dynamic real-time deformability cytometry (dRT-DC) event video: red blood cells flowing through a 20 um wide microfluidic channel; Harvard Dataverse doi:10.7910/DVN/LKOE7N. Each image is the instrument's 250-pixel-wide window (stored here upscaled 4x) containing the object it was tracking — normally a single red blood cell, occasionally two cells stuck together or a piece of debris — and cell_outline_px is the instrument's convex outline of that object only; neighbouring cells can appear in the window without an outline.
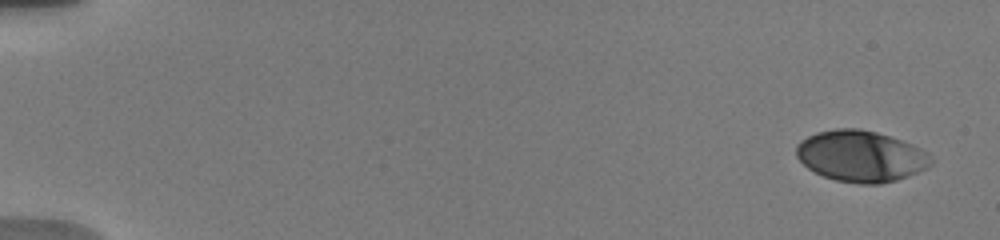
{"species": "human", "species_latin": "Homo sapiens", "temperature_condition": "warm", "stored_images_in_passage": 7, "camera_frame_rate_fps": 3000, "um_per_image_px": 0.085, "donor": {"sex": "male"}, "frame": {"image": 1, "passage_image": 1, "time_ms": 0.0, "image_size_px": [1000, 240], "cell_outline_px": [[932, 164], [928, 168], [908, 176], [896, 180], [880, 184], [860, 184], [836, 180], [824, 176], [808, 168], [796, 156], [796, 144], [800, 140], [816, 132], [836, 128], [860, 128], [876, 132], [912, 144], [920, 148], [932, 160]], "centroid_in_image_um": [73.15, 13.27], "position_along_channel_um": 11.8, "area_um2": 40.11}}
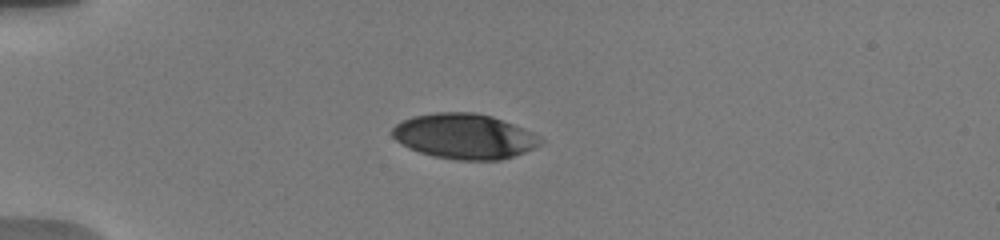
{"frame": {"image": 2, "passage_image": 5, "time_ms": 4.333, "image_size_px": [1000, 240], "cell_outline_px": [[544, 140], [540, 144], [524, 152], [500, 160], [460, 160], [432, 156], [408, 148], [396, 140], [392, 136], [392, 128], [400, 120], [412, 116], [436, 112], [476, 112], [492, 116], [532, 132], [540, 136]], "centroid_in_image_um": [39.44, 11.57], "position_along_channel_um": 45.6, "area_um2": 39.02}}
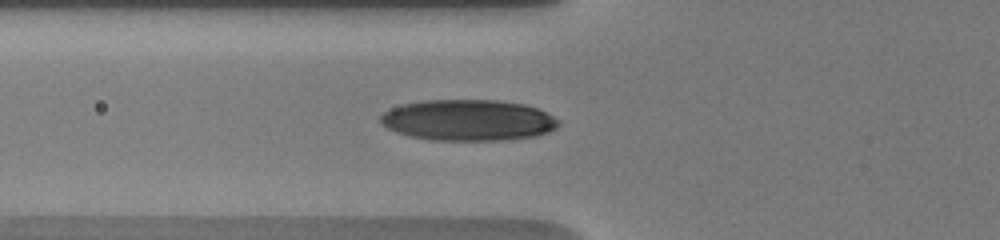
{"frame": {"image": 3, "passage_image": 7, "time_ms": 6.333, "image_size_px": [1000, 240], "cell_outline_px": [[560, 124], [556, 128], [548, 132], [536, 136], [504, 140], [432, 140], [412, 136], [396, 132], [380, 124], [380, 116], [384, 112], [392, 108], [404, 104], [424, 100], [496, 100], [524, 104], [536, 108], [560, 120]], "centroid_in_image_um": [39.8, 10.21], "position_along_channel_um": 86.0, "area_um2": 42.54}}